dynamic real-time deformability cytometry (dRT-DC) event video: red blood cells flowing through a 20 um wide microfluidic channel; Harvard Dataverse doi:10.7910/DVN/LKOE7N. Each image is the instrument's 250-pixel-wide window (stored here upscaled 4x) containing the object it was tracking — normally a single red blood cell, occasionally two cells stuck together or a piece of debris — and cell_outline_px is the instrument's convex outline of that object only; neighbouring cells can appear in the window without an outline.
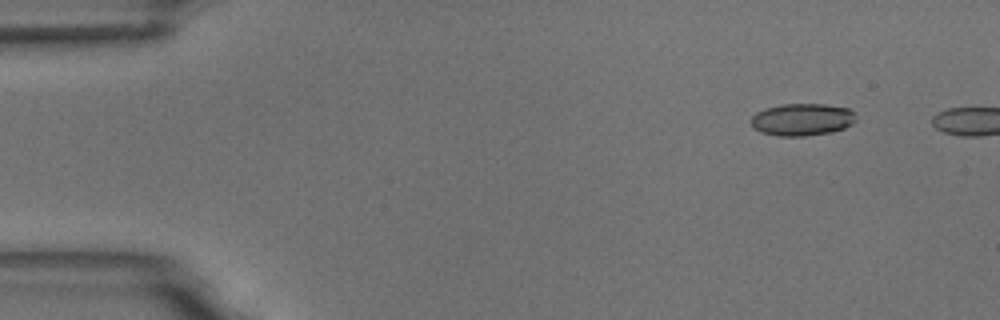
{"species": "common noctule bat (a hibernating species)", "species_latin": "Nyctalus noctula", "temperature_condition": "room temperature", "stored_images_in_passage": 2, "camera_frame_rate_fps": 3000, "um_per_image_px": 0.085, "animal": {"sex": "male", "body_mass_g": 18.8}, "frame": {"image": 1, "passage_image": 1, "time_ms": 0.0, "image_size_px": [1000, 320], "cell_outline_px": [[856, 120], [852, 124], [844, 128], [832, 132], [804, 136], [776, 136], [760, 132], [752, 128], [752, 116], [756, 112], [764, 108], [784, 104], [824, 104], [848, 108], [852, 112]], "centroid_in_image_um": [68.15, 10.17], "position_along_channel_um": 16.8, "area_um2": 19.77}}